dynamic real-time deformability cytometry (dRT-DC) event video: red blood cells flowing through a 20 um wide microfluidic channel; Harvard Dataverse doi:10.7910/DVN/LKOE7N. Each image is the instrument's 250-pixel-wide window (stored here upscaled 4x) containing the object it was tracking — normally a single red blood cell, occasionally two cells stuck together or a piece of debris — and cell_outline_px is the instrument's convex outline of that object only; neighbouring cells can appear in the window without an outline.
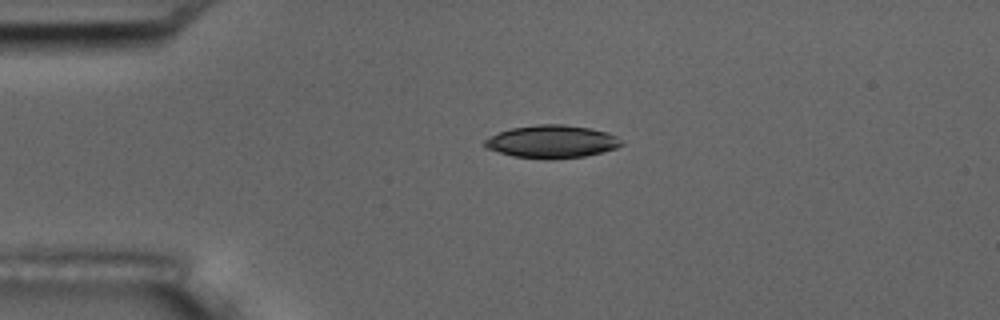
{"species": "common noctule bat (a hibernating species)", "species_latin": "Nyctalus noctula", "temperature_condition": "room temperature", "stored_images_in_passage": 2, "camera_frame_rate_fps": 3000, "um_per_image_px": 0.085, "animal": {"sex": "male", "body_mass_g": 17.5, "forearm_length_mm": 52.3}, "frame": {"image": 1, "passage_image": 1, "time_ms": 0.0, "image_size_px": [1000, 320], "cell_outline_px": [[624, 144], [616, 148], [584, 156], [512, 156], [484, 148], [484, 140], [488, 136], [512, 128], [536, 124], [564, 124], [588, 128], [608, 132], [616, 136]], "centroid_in_image_um": [46.88, 11.99], "position_along_channel_um": 38.1, "area_um2": 25.2}}